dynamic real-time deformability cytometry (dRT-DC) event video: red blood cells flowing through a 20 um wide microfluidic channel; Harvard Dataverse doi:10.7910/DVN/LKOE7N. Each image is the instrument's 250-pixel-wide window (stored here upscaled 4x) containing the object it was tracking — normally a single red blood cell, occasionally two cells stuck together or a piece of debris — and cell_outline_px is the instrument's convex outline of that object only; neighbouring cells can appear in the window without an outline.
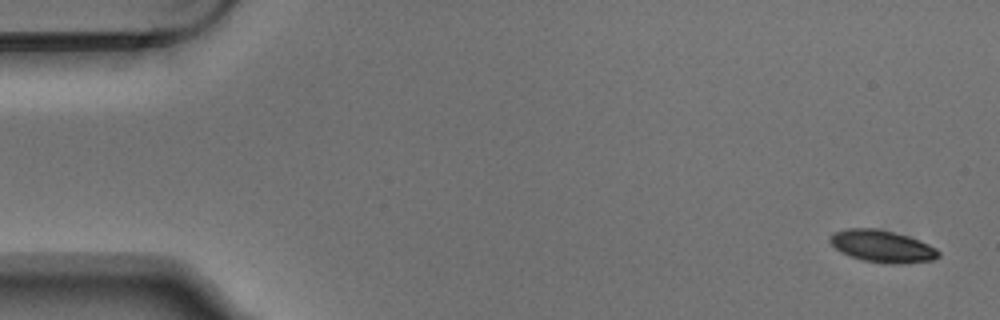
{"species": "Egyptian fruit bat (a non-hibernating species)", "species_latin": "Rousettus aegyptiacus", "temperature_condition": "warm", "stored_images_in_passage": 5, "segment_of_instrument_passage": [1, 2], "camera_frame_rate_fps": 3000, "um_per_image_px": 0.085, "animal": {"sex": "male"}, "frame": {"image": 1, "passage_image": 1, "time_ms": 0.0, "image_size_px": [1000, 320], "cell_outline_px": [[940, 256], [932, 260], [900, 264], [884, 264], [864, 260], [852, 256], [836, 248], [828, 240], [828, 236], [832, 232], [848, 228], [876, 228], [896, 232], [908, 236], [928, 244], [936, 248], [940, 252]], "centroid_in_image_um": [74.99, 20.92], "position_along_channel_um": 10.0, "area_um2": 20.35}}